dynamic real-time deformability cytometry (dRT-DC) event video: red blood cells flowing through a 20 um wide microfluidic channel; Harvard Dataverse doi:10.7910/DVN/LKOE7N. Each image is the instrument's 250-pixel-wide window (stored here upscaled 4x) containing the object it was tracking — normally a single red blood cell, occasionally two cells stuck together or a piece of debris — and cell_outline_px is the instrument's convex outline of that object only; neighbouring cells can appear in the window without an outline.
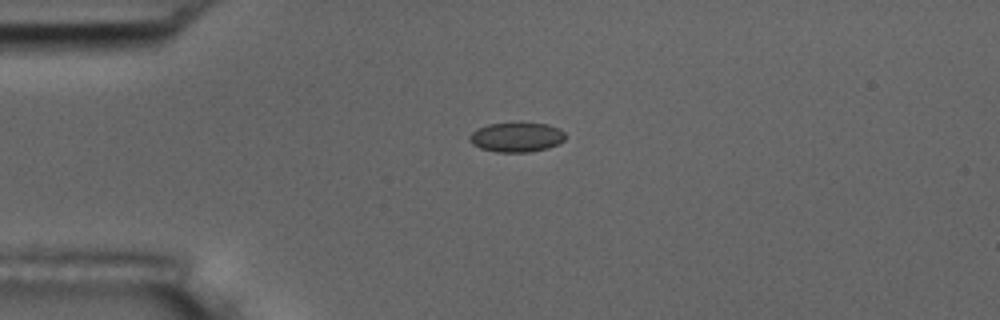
{"species": "common noctule bat (a hibernating species)", "species_latin": "Nyctalus noctula", "temperature_condition": "room temperature", "stored_images_in_passage": 2, "camera_frame_rate_fps": 3000, "um_per_image_px": 0.085, "animal": {"sex": "male", "body_mass_g": 17.5, "forearm_length_mm": 52.3}, "frame": {"image": 1, "passage_image": 1, "time_ms": 0.0, "image_size_px": [1000, 320], "cell_outline_px": [[564, 140], [548, 148], [528, 152], [496, 152], [480, 148], [472, 144], [468, 140], [468, 136], [476, 128], [488, 124], [512, 120], [520, 120], [548, 124], [564, 132]], "centroid_in_image_um": [43.85, 11.61], "position_along_channel_um": 41.2, "area_um2": 17.22}}